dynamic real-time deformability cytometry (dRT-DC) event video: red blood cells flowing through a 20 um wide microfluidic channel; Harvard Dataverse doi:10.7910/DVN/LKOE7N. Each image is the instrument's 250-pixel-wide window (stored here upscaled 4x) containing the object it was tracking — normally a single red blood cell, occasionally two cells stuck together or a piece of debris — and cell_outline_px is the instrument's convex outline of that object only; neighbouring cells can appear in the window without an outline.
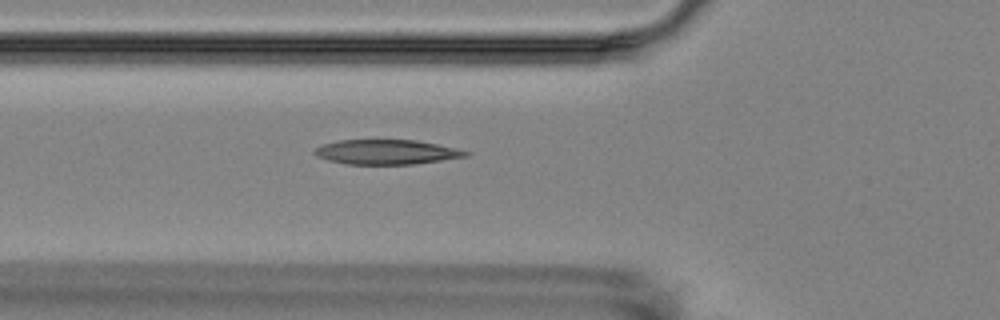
{"species": "Egyptian fruit bat (a non-hibernating species)", "species_latin": "Rousettus aegyptiacus", "temperature_condition": "room temperature", "stored_images_in_passage": 2, "camera_frame_rate_fps": 3000, "um_per_image_px": 0.085, "animal": {"sex": "female"}, "frame": {"image": 1, "passage_image": 2, "time_ms": 1.0, "image_size_px": [1000, 320], "cell_outline_px": [[472, 152], [468, 156], [412, 164], [348, 164], [328, 160], [316, 156], [312, 152], [316, 148], [324, 144], [336, 140], [416, 140], [456, 148]], "centroid_in_image_um": [32.84, 12.92], "position_along_channel_um": 93.0, "area_um2": 21.62}}